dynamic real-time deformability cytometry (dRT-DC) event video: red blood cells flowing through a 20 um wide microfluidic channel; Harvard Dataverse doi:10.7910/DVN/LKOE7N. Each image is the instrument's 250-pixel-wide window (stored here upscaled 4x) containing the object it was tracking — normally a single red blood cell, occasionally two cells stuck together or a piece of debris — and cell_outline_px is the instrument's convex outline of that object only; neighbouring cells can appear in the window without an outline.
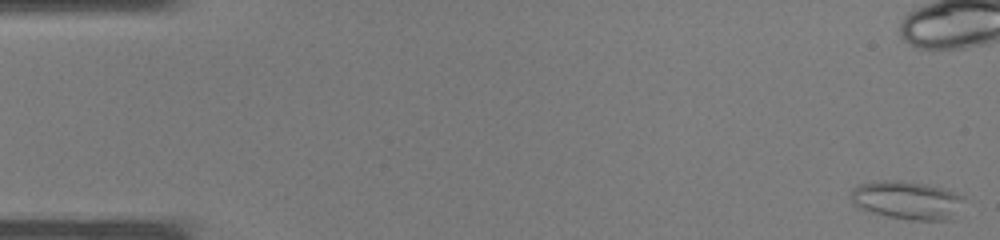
{"species": "common noctule bat (a hibernating species)", "species_latin": "Nyctalus noctula", "temperature_condition": "warm", "stored_images_in_passage": 7, "camera_frame_rate_fps": 3000, "um_per_image_px": 0.085, "animal": {"sex": "male", "body_mass_g": 19.0, "forearm_length_mm": 50.8}, "frame": {"image": 1, "passage_image": 1, "time_ms": 0.0, "image_size_px": [1000, 240], "cell_outline_px": [[964, 200], [952, 220], [912, 220], [888, 216], [856, 208], [852, 200], [852, 188], [856, 184], [880, 180], [896, 180], [928, 184], [944, 188], [964, 196]], "centroid_in_image_um": [77.09, 17.0], "position_along_channel_um": 7.9, "area_um2": 25.43}}